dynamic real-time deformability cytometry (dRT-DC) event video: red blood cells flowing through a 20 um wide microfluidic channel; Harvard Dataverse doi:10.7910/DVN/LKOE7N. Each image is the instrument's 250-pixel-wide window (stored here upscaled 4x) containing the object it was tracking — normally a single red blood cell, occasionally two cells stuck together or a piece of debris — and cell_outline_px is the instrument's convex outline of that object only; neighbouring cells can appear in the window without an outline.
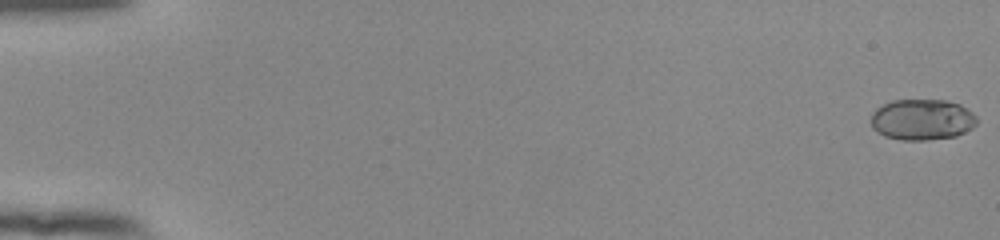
{"species": "human", "species_latin": "Homo sapiens", "temperature_condition": "room temperature", "stored_images_in_passage": 55, "camera_frame_rate_fps": 3000, "um_per_image_px": 0.085, "donor": {"sex": "female"}, "frame": {"image": 1, "passage_image": 1, "time_ms": 0.0, "image_size_px": [1000, 240], "cell_outline_px": [[976, 124], [972, 128], [956, 136], [928, 140], [900, 140], [884, 136], [872, 128], [872, 112], [876, 108], [892, 100], [944, 100], [960, 104], [968, 108], [976, 116]], "centroid_in_image_um": [78.38, 10.17], "position_along_channel_um": 6.6, "area_um2": 25.37}}
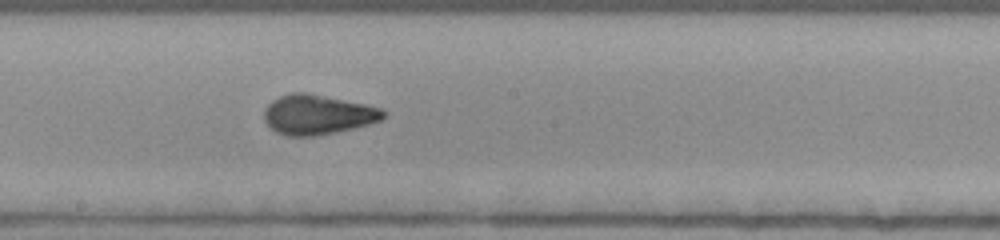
{"frame": {"image": 2, "passage_image": 32, "time_ms": 10.333, "image_size_px": [1000, 240], "cell_outline_px": [[388, 112], [380, 120], [368, 124], [336, 132], [316, 136], [288, 136], [276, 132], [264, 120], [264, 108], [272, 100], [280, 96], [292, 92], [304, 92], [384, 108]], "centroid_in_image_um": [26.99, 9.74], "position_along_channel_um": 221.2, "area_um2": 27.51}}
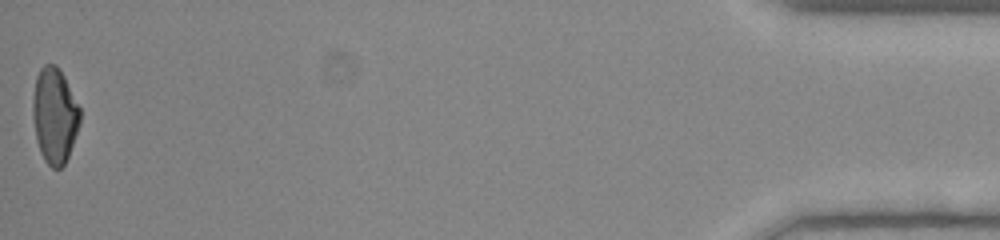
{"frame": {"image": 3, "passage_image": 55, "time_ms": 18.0, "image_size_px": [1000, 240], "cell_outline_px": [[80, 124], [68, 156], [64, 164], [60, 168], [52, 168], [44, 160], [40, 152], [36, 140], [32, 116], [32, 100], [36, 76], [40, 68], [44, 64], [56, 64], [64, 76], [80, 108]], "centroid_in_image_um": [4.62, 9.81], "position_along_channel_um": 430.6, "area_um2": 26.41}, "authors_computed_cell_mechanics": {"area_um2": 26.4724, "velocity_mm_per_s": 3.8893, "shape_relaxation_time_tau1_ms": 10.436, "shape_relaxation_time_tau2_ms": 0.8087, "deformation_change_tau1": 0.2399, "deformation_change_tau2": 0.0636}}